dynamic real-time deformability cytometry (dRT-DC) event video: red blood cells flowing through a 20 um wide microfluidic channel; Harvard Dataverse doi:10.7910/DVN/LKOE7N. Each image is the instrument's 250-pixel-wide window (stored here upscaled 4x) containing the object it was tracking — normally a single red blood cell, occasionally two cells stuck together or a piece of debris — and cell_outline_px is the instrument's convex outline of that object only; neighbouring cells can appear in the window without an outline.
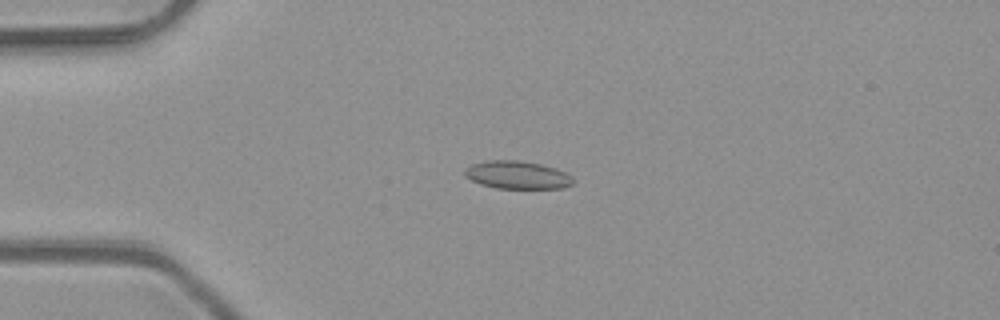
{"species": "common noctule bat (a hibernating species)", "species_latin": "Nyctalus noctula", "temperature_condition": "room temperature", "stored_images_in_passage": 50, "camera_frame_rate_fps": 3000, "um_per_image_px": 0.085, "animal": {"sex": "male", "body_mass_g": 23.1, "forearm_length_mm": 52.7}, "frame": {"image": 1, "passage_image": 12, "time_ms": 3.667, "image_size_px": [1000, 320], "cell_outline_px": [[572, 184], [564, 188], [496, 188], [480, 184], [464, 176], [464, 172], [472, 164], [488, 160], [516, 160], [540, 164], [564, 172], [572, 176]], "centroid_in_image_um": [43.95, 14.88], "position_along_channel_um": 41.1, "area_um2": 17.34}}
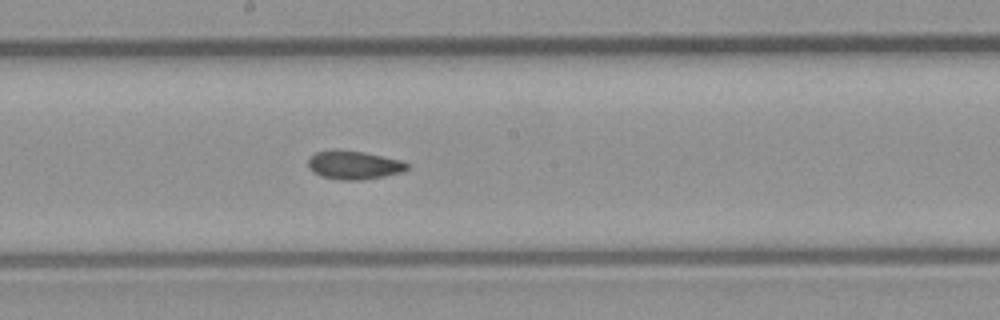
{"frame": {"image": 2, "passage_image": 27, "time_ms": 8.667, "image_size_px": [1000, 320], "cell_outline_px": [[408, 168], [400, 172], [384, 176], [360, 180], [340, 180], [320, 176], [312, 172], [308, 168], [308, 160], [316, 152], [364, 152], [400, 160], [408, 164]], "centroid_in_image_um": [30.07, 14.07], "position_along_channel_um": 218.1, "area_um2": 15.84}}
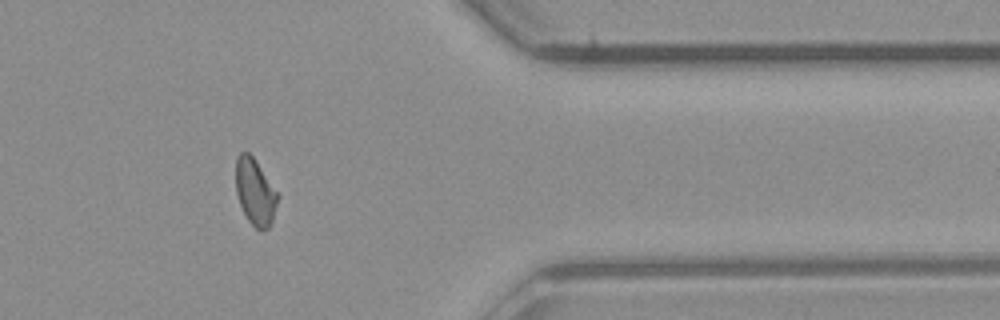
{"frame": {"image": 3, "passage_image": 41, "time_ms": 13.333, "image_size_px": [1000, 320], "cell_outline_px": [[280, 196], [272, 220], [268, 228], [260, 232], [248, 220], [240, 204], [236, 192], [236, 156], [240, 152], [248, 152], [256, 160]], "centroid_in_image_um": [21.69, 16.31], "position_along_channel_um": 389.7, "area_um2": 16.24}, "authors_computed_cell_mechanics": {"area_um2": 16.473, "velocity_mm_per_s": 4.0971, "shape_relaxation_time_tau1_ms": null, "shape_relaxation_time_tau2_ms": 2.3334, "deformation_change_tau1": null, "deformation_change_tau2": 0.0761}}